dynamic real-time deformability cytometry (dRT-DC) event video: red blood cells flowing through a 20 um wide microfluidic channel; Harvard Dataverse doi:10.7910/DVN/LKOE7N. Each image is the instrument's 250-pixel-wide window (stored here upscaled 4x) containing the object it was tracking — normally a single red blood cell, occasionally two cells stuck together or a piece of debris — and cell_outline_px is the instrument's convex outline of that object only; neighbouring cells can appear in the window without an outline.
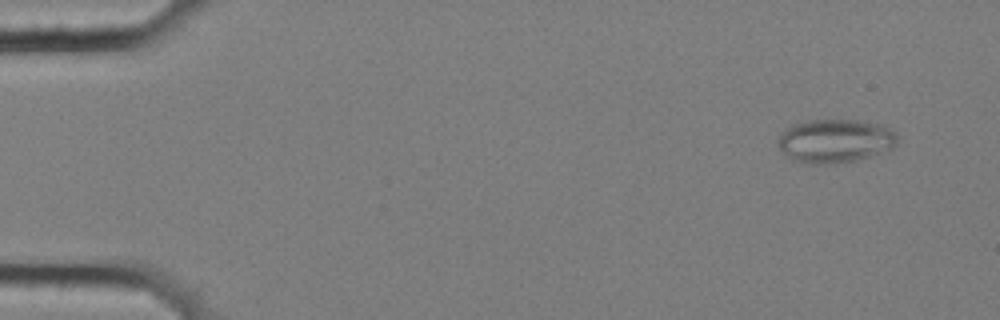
{"species": "common noctule bat (a hibernating species)", "species_latin": "Nyctalus noctula", "temperature_condition": "cold", "stored_images_in_passage": 6, "camera_frame_rate_fps": 3000, "um_per_image_px": 0.085, "animal": {"sex": "female", "body_mass_g": 25.1}, "frame": {"image": 1, "passage_image": 2, "time_ms": 0.333, "image_size_px": [1000, 320], "cell_outline_px": [[896, 144], [892, 148], [856, 160], [824, 164], [812, 164], [792, 160], [776, 144], [776, 140], [792, 124], [808, 120], [856, 120], [884, 124], [896, 132]], "centroid_in_image_um": [70.98, 11.96], "position_along_channel_um": 14.0, "area_um2": 30.17}}